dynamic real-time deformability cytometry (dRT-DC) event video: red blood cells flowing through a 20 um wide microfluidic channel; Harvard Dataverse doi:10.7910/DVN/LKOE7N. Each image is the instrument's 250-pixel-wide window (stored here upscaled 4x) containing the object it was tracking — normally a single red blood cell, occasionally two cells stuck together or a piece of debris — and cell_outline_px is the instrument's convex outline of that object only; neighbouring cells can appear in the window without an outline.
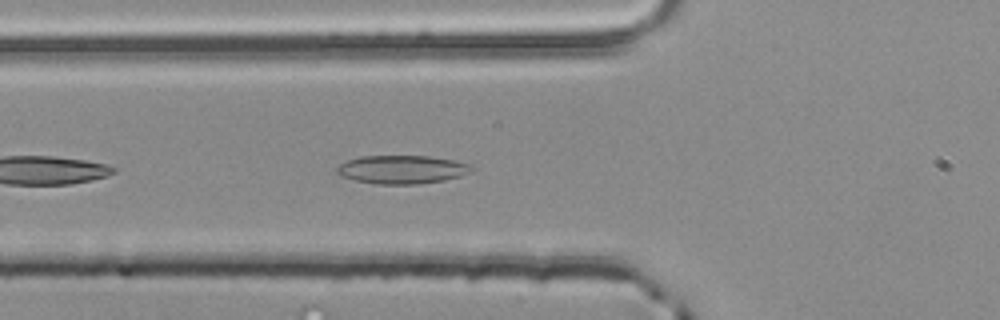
{"species": "common noctule bat (a hibernating species)", "species_latin": "Nyctalus noctula", "temperature_condition": "room temperature", "stored_images_in_passage": 33, "camera_frame_rate_fps": 3000, "um_per_image_px": 0.085, "animal": {"sex": "male", "body_mass_g": 20.4}, "frame": {"image": 1, "passage_image": 4, "time_ms": 1.0, "image_size_px": [1000, 320], "cell_outline_px": [[476, 168], [472, 172], [460, 176], [444, 180], [416, 184], [376, 184], [352, 180], [340, 176], [336, 172], [336, 168], [340, 164], [348, 160], [360, 156], [428, 156], [456, 160], [472, 164]], "centroid_in_image_um": [34.2, 14.4], "position_along_channel_um": 91.6, "area_um2": 22.6}}
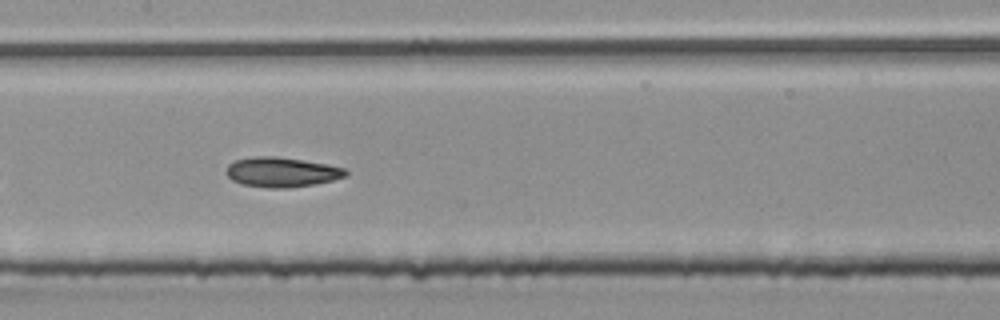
{"frame": {"image": 2, "passage_image": 11, "time_ms": 3.333, "image_size_px": [1000, 320], "cell_outline_px": [[348, 176], [316, 184], [288, 188], [268, 188], [240, 184], [232, 180], [228, 176], [228, 164], [236, 160], [252, 156], [276, 156], [328, 164], [344, 168], [348, 172]], "centroid_in_image_um": [23.96, 14.63], "position_along_channel_um": 183.4, "area_um2": 20.81}}
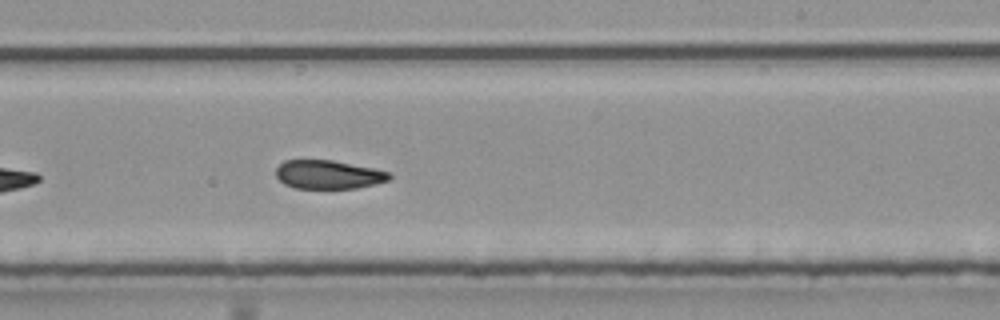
{"frame": {"image": 3, "passage_image": 17, "time_ms": 5.333, "image_size_px": [1000, 320], "cell_outline_px": [[392, 176], [388, 180], [376, 184], [356, 188], [296, 188], [284, 184], [276, 176], [276, 168], [284, 160], [332, 160], [372, 168], [388, 172]], "centroid_in_image_um": [27.89, 14.84], "position_along_channel_um": 261.1, "area_um2": 18.79}, "authors_computed_cell_mechanics": {"area_um2": 19.8254, "velocity_mm_per_s": 3.9055, "shape_relaxation_time_tau1_ms": null, "shape_relaxation_time_tau2_ms": 3.9349, "deformation_change_tau1": null, "deformation_change_tau2": 0.0923}}